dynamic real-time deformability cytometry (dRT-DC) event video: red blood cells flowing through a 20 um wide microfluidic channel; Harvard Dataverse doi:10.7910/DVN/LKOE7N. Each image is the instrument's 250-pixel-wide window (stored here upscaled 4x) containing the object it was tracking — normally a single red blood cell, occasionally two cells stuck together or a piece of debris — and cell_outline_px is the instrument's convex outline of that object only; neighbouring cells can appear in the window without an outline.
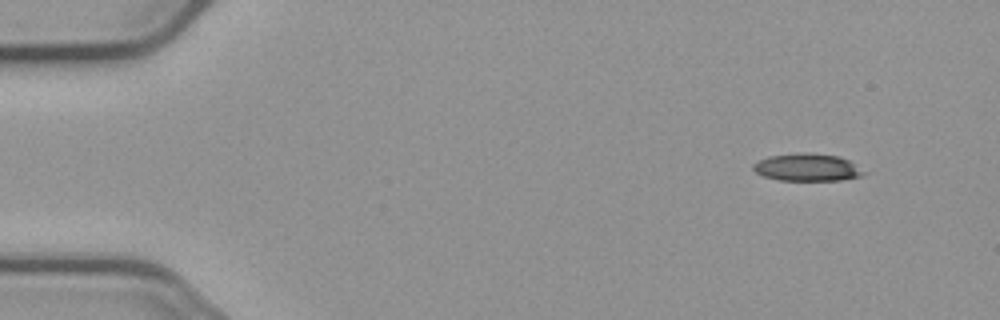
{"species": "common noctule bat (a hibernating species)", "species_latin": "Nyctalus noctula", "temperature_condition": "cold", "stored_images_in_passage": 4, "camera_frame_rate_fps": 3000, "um_per_image_px": 0.085, "animal": {"sex": "male", "body_mass_g": 23.1, "forearm_length_mm": 52.7}, "frame": {"image": 1, "passage_image": 1, "time_ms": 0.0, "image_size_px": [1000, 320], "cell_outline_px": [[868, 172], [864, 176], [840, 180], [780, 180], [764, 176], [756, 172], [752, 168], [752, 164], [768, 156], [800, 152], [808, 152], [840, 156], [848, 160]], "centroid_in_image_um": [68.65, 14.22], "position_along_channel_um": 16.3, "area_um2": 17.86}}
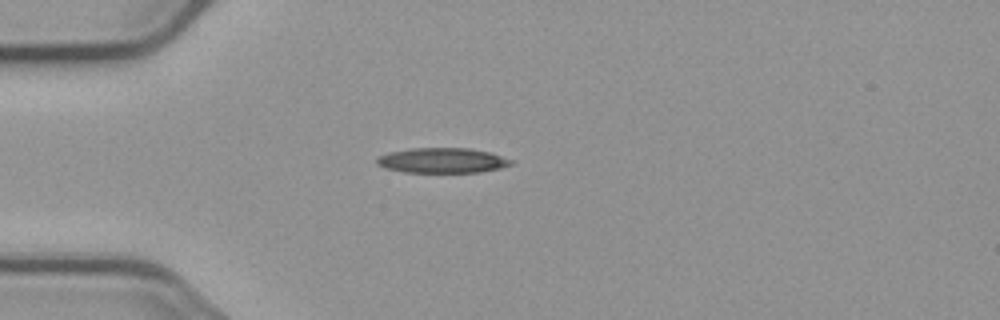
{"frame": {"image": 2, "passage_image": 4, "time_ms": 3.333, "image_size_px": [1000, 320], "cell_outline_px": [[512, 164], [500, 168], [480, 172], [404, 172], [384, 168], [376, 164], [376, 160], [380, 156], [388, 152], [412, 148], [468, 148], [488, 152], [512, 160]], "centroid_in_image_um": [37.55, 13.64], "position_along_channel_um": 47.5, "area_um2": 19.48}}